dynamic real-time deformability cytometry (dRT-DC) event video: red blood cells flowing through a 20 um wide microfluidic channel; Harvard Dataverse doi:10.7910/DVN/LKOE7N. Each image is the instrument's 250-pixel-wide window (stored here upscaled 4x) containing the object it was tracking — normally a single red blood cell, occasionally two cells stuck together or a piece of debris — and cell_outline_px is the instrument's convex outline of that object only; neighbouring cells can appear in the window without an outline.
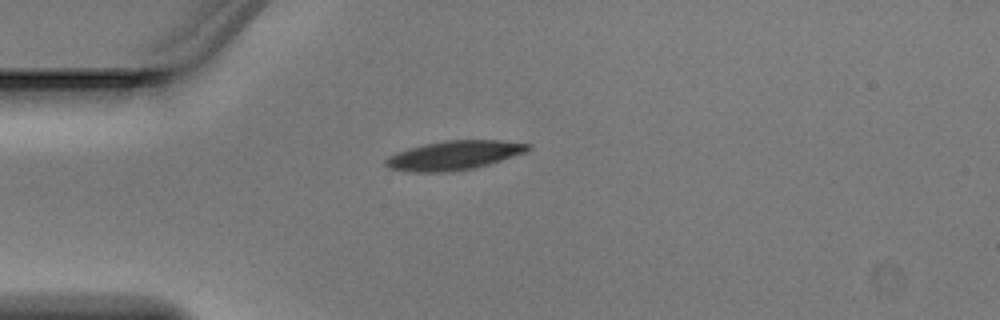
{"species": "Egyptian fruit bat (a non-hibernating species)", "species_latin": "Rousettus aegyptiacus", "temperature_condition": "warm", "stored_images_in_passage": 3, "camera_frame_rate_fps": 3000, "um_per_image_px": 0.085, "animal": {"sex": "male"}, "frame": {"image": 1, "passage_image": 3, "time_ms": 0.667, "image_size_px": [1000, 320], "cell_outline_px": [[532, 148], [524, 152], [488, 164], [472, 168], [452, 172], [416, 172], [392, 168], [384, 164], [384, 160], [388, 156], [396, 152], [408, 148], [424, 144], [444, 140], [500, 140], [532, 144]], "centroid_in_image_um": [38.58, 13.19], "position_along_channel_um": 46.4, "area_um2": 23.99}}